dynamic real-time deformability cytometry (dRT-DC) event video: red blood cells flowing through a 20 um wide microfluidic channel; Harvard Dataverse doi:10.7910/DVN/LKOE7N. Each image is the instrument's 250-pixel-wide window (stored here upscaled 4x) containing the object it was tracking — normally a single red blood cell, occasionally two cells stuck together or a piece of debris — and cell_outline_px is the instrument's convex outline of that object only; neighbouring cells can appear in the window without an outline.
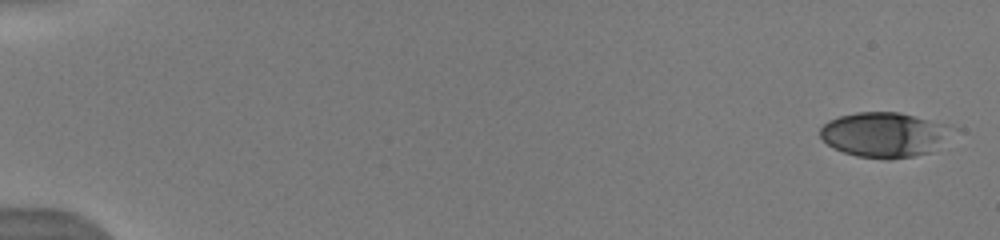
{"species": "human", "species_latin": "Homo sapiens", "temperature_condition": "warm", "stored_images_in_passage": 12, "camera_frame_rate_fps": 3000, "um_per_image_px": 0.085, "donor": {"sex": "male"}, "frame": {"image": 1, "passage_image": 1, "time_ms": 0.0, "image_size_px": [1000, 240], "cell_outline_px": [[960, 128], [928, 152], [912, 156], [892, 160], [884, 160], [856, 156], [832, 148], [820, 136], [820, 128], [828, 120], [840, 116], [856, 112], [900, 112], [952, 124]], "centroid_in_image_um": [75.21, 11.43], "position_along_channel_um": 9.8, "area_um2": 35.08}}
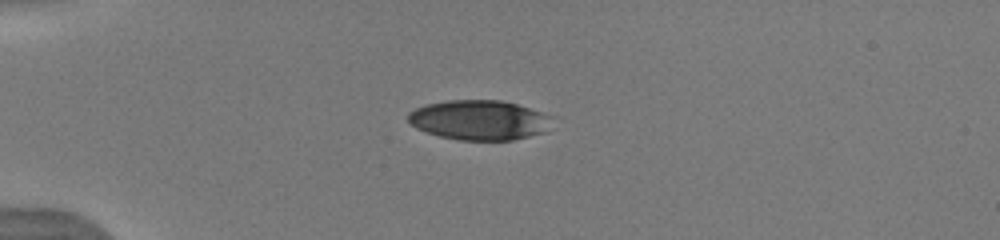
{"frame": {"image": 2, "passage_image": 7, "time_ms": 4.333, "image_size_px": [1000, 240], "cell_outline_px": [[556, 116], [544, 132], [512, 140], [460, 140], [440, 136], [416, 128], [408, 120], [408, 112], [416, 108], [428, 104], [448, 100], [500, 100], [516, 104]], "centroid_in_image_um": [40.77, 10.2], "position_along_channel_um": 44.2, "area_um2": 33.35}}